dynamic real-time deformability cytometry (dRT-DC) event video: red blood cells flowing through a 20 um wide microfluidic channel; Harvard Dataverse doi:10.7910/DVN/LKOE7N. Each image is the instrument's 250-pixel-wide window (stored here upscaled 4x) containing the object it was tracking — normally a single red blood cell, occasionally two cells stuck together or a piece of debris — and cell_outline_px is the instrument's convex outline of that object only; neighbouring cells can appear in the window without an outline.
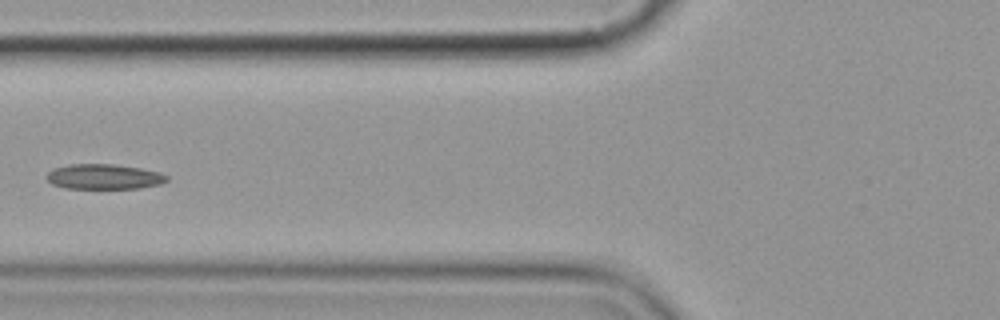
{"species": "common noctule bat (a hibernating species)", "species_latin": "Nyctalus noctula", "temperature_condition": "cold", "stored_images_in_passage": 9, "camera_frame_rate_fps": 3000, "um_per_image_px": 0.085, "animal": {"sex": "female", "body_mass_g": 19.9}, "frame": {"image": 1, "passage_image": 6, "time_ms": 6.0, "image_size_px": [1000, 320], "cell_outline_px": [[168, 180], [160, 184], [140, 188], [64, 188], [52, 184], [48, 180], [48, 172], [56, 168], [72, 164], [112, 164], [140, 168], [160, 172], [168, 176]], "centroid_in_image_um": [8.88, 15.02], "position_along_channel_um": 116.9, "area_um2": 17.4}}
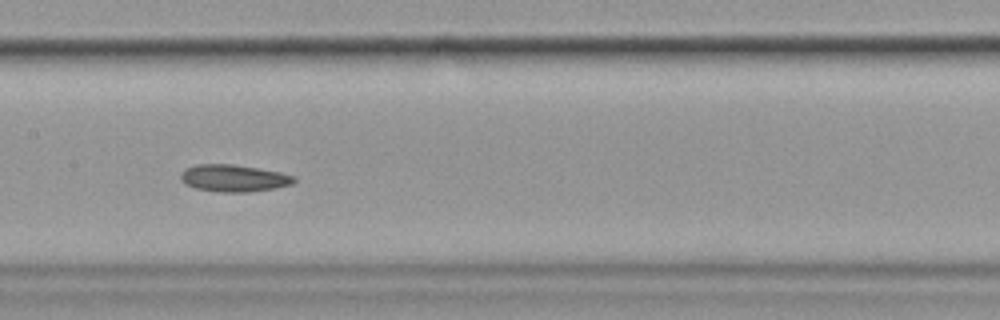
{"frame": {"image": 2, "passage_image": 8, "time_ms": 8.0, "image_size_px": [1000, 320], "cell_outline_px": [[296, 180], [292, 184], [276, 188], [248, 192], [220, 192], [196, 188], [184, 184], [180, 180], [180, 172], [184, 168], [196, 164], [232, 164], [280, 172], [296, 176]], "centroid_in_image_um": [19.84, 15.14], "position_along_channel_um": 187.6, "area_um2": 18.03}}
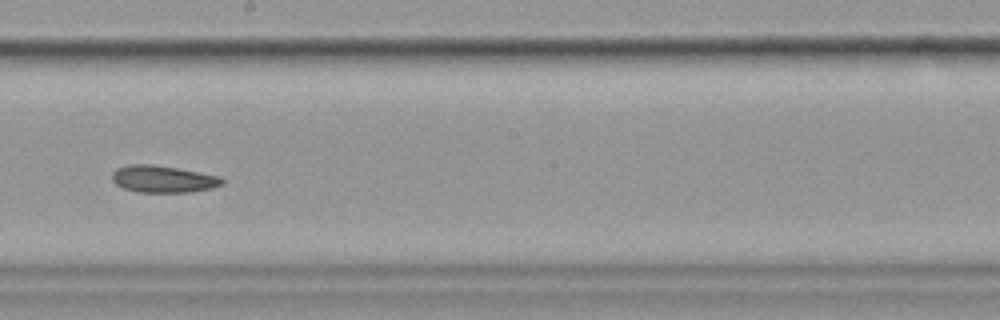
{"frame": {"image": 3, "passage_image": 9, "time_ms": 9.333, "image_size_px": [1000, 320], "cell_outline_px": [[224, 184], [212, 188], [188, 192], [136, 192], [124, 188], [116, 184], [112, 180], [112, 172], [116, 168], [128, 164], [152, 164], [176, 168], [220, 176], [224, 180]], "centroid_in_image_um": [13.84, 15.21], "position_along_channel_um": 234.4, "area_um2": 17.34}}